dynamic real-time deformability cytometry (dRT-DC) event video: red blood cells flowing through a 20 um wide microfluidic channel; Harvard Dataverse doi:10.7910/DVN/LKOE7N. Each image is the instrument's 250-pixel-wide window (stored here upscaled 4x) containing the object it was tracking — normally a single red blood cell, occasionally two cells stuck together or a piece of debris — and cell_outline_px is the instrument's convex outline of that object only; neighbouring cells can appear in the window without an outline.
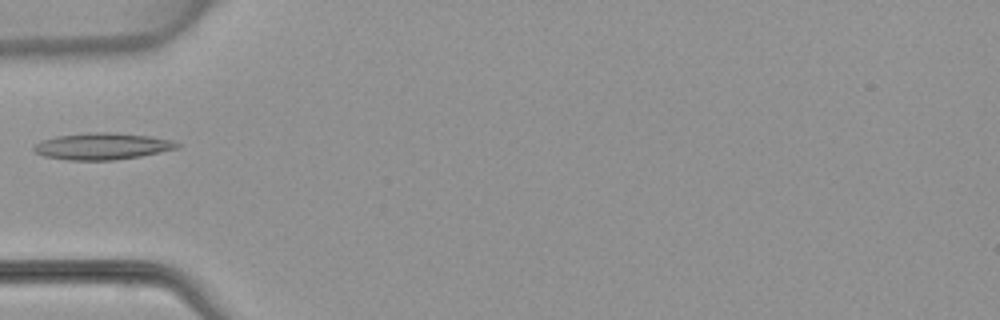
{"species": "common noctule bat (a hibernating species)", "species_latin": "Nyctalus noctula", "temperature_condition": "warm", "stored_images_in_passage": 5, "camera_frame_rate_fps": 3000, "um_per_image_px": 0.085, "animal": {"sex": "female", "body_mass_g": 22.7, "forearm_length_mm": 54.2}, "frame": {"image": 1, "passage_image": 5, "time_ms": 4.667, "image_size_px": [1000, 320], "cell_outline_px": [[184, 144], [180, 148], [140, 156], [112, 160], [68, 160], [44, 156], [36, 152], [32, 148], [40, 140], [56, 136], [88, 132], [116, 132], [152, 136], [172, 140]], "centroid_in_image_um": [8.74, 12.42], "position_along_channel_um": 76.3, "area_um2": 22.54}}